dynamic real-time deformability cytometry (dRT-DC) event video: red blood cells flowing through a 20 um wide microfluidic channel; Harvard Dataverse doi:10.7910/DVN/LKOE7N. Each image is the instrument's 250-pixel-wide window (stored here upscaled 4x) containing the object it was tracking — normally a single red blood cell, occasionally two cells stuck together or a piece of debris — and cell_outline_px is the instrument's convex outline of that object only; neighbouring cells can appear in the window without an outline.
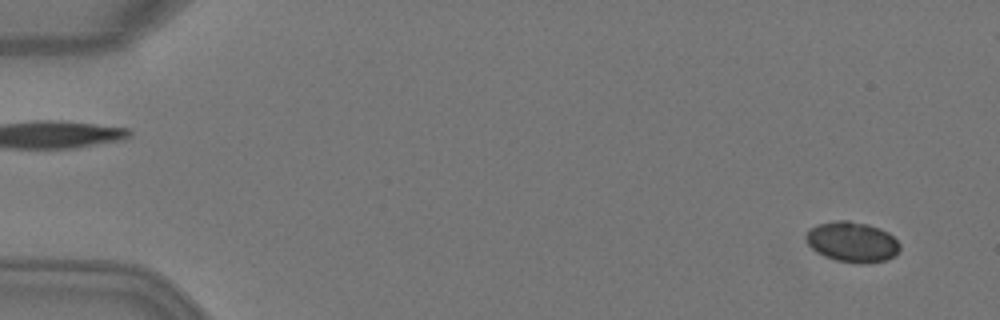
{"species": "Egyptian fruit bat (a non-hibernating species)", "species_latin": "Rousettus aegyptiacus", "temperature_condition": "warm", "stored_images_in_passage": 3, "camera_frame_rate_fps": 3000, "um_per_image_px": 0.085, "animal": {"sex": "female"}, "frame": {"image": 1, "passage_image": 1, "time_ms": 0.0, "image_size_px": [1000, 320], "cell_outline_px": [[900, 248], [896, 256], [884, 260], [864, 264], [860, 264], [836, 260], [824, 256], [816, 252], [808, 244], [804, 236], [816, 224], [836, 220], [848, 220], [868, 224], [880, 228], [888, 232], [900, 244]], "centroid_in_image_um": [72.44, 20.56], "position_along_channel_um": 12.6, "area_um2": 22.2}}